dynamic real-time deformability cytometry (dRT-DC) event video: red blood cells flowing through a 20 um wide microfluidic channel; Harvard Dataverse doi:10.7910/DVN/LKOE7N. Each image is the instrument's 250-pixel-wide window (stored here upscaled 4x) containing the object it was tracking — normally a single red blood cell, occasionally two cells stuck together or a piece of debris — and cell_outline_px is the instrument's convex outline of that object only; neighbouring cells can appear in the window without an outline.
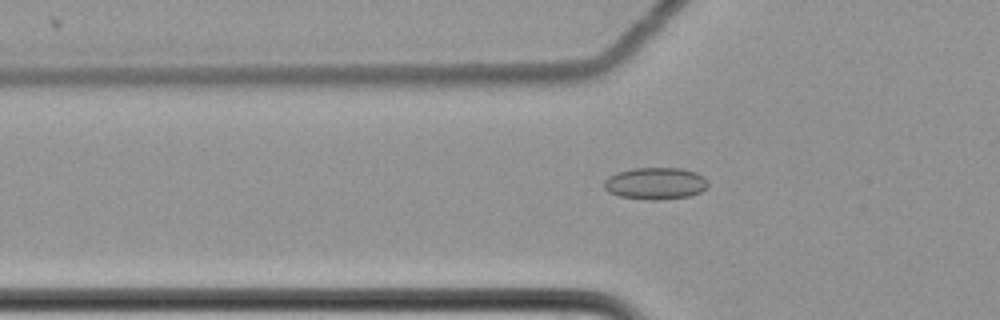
{"species": "common noctule bat (a hibernating species)", "species_latin": "Nyctalus noctula", "temperature_condition": "cold", "stored_images_in_passage": 61, "camera_frame_rate_fps": 3000, "um_per_image_px": 0.085, "animal": {"sex": "female", "body_mass_g": 22.7, "forearm_length_mm": 54.2}, "frame": {"image": 1, "passage_image": 22, "time_ms": 7.0, "image_size_px": [1000, 320], "cell_outline_px": [[708, 184], [700, 192], [688, 196], [656, 200], [648, 200], [620, 196], [608, 192], [604, 188], [604, 180], [608, 176], [632, 168], [684, 168], [696, 172], [704, 176], [708, 180]], "centroid_in_image_um": [55.72, 15.58], "position_along_channel_um": 70.1, "area_um2": 19.36}}
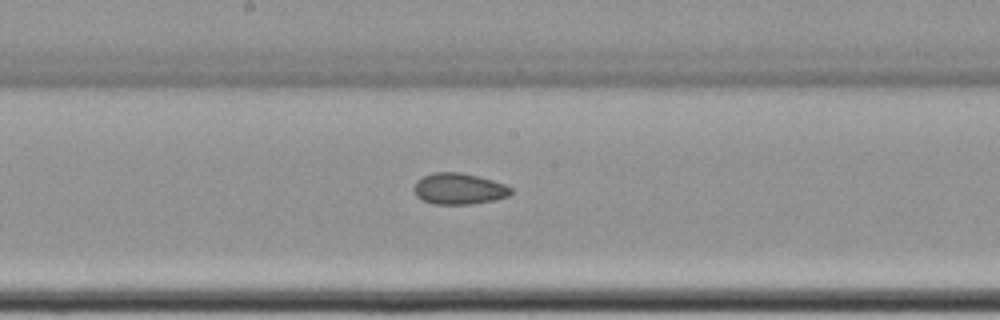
{"frame": {"image": 2, "passage_image": 34, "time_ms": 11.0, "image_size_px": [1000, 320], "cell_outline_px": [[512, 192], [508, 196], [492, 200], [472, 204], [436, 204], [424, 200], [416, 196], [412, 188], [416, 180], [432, 172], [460, 172], [492, 180], [504, 184], [512, 188]], "centroid_in_image_um": [38.97, 16.04], "position_along_channel_um": 209.2, "area_um2": 17.57}}
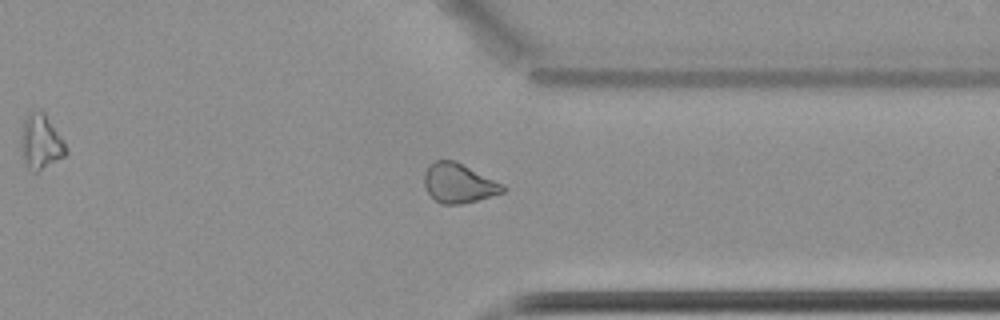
{"frame": {"image": 3, "passage_image": 48, "time_ms": 15.667, "image_size_px": [1000, 320], "cell_outline_px": [[508, 188], [504, 192], [476, 200], [460, 204], [440, 204], [428, 192], [424, 184], [424, 172], [428, 164], [436, 160], [456, 160], [504, 184]], "centroid_in_image_um": [38.99, 15.55], "position_along_channel_um": 372.4, "area_um2": 18.21}, "authors_computed_cell_mechanics": {"area_um2": 18.6694, "velocity_mm_per_s": 3.5094, "shape_relaxation_time_tau1_ms": null, "shape_relaxation_time_tau2_ms": 3.0771, "deformation_change_tau1": null, "deformation_change_tau2": 0.0705}}